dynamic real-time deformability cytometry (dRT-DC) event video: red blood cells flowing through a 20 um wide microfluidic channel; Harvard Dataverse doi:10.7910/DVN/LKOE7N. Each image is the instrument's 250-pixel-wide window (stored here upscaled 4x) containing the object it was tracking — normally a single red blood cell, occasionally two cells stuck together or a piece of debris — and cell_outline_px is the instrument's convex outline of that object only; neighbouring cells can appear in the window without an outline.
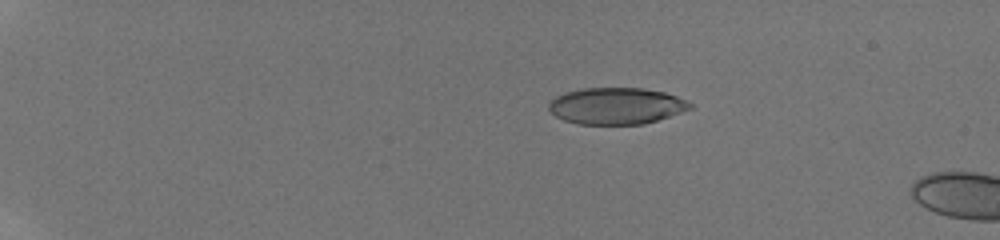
{"species": "human", "species_latin": "Homo sapiens", "temperature_condition": "room temperature", "stored_images_in_passage": 13, "camera_frame_rate_fps": 3000, "um_per_image_px": 0.085, "donor": {"sex": "male"}, "frame": {"image": 1, "passage_image": 8, "time_ms": 2.333, "image_size_px": [1000, 240], "cell_outline_px": [[692, 108], [644, 124], [580, 124], [564, 120], [556, 116], [548, 108], [548, 104], [556, 96], [564, 92], [580, 88], [640, 88], [664, 92], [688, 100], [692, 104]], "centroid_in_image_um": [52.37, 8.99], "position_along_channel_um": 32.6, "area_um2": 30.0}}